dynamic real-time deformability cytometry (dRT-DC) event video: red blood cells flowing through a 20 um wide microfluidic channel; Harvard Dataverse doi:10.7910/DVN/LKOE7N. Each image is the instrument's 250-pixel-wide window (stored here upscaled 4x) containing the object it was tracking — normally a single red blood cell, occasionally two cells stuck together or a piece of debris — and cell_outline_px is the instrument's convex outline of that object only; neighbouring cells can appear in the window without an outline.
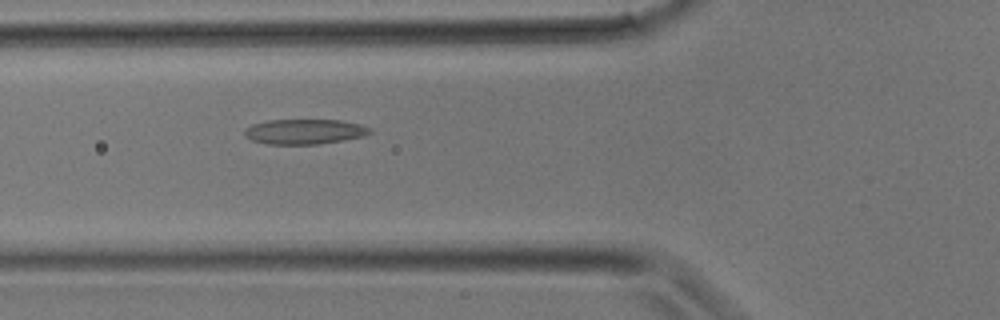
{"species": "common noctule bat (a hibernating species)", "species_latin": "Nyctalus noctula", "temperature_condition": "room temperature", "stored_images_in_passage": 4, "camera_frame_rate_fps": 3000, "um_per_image_px": 0.085, "animal": {"sex": "male", "body_mass_g": 17.9}, "frame": {"image": 1, "passage_image": 4, "time_ms": 1.0, "image_size_px": [1000, 320], "cell_outline_px": [[372, 132], [364, 136], [344, 140], [316, 144], [264, 144], [252, 140], [244, 136], [244, 128], [252, 124], [268, 120], [340, 120], [360, 124], [372, 128]], "centroid_in_image_um": [25.87, 11.18], "position_along_channel_um": 99.9, "area_um2": 18.44}}